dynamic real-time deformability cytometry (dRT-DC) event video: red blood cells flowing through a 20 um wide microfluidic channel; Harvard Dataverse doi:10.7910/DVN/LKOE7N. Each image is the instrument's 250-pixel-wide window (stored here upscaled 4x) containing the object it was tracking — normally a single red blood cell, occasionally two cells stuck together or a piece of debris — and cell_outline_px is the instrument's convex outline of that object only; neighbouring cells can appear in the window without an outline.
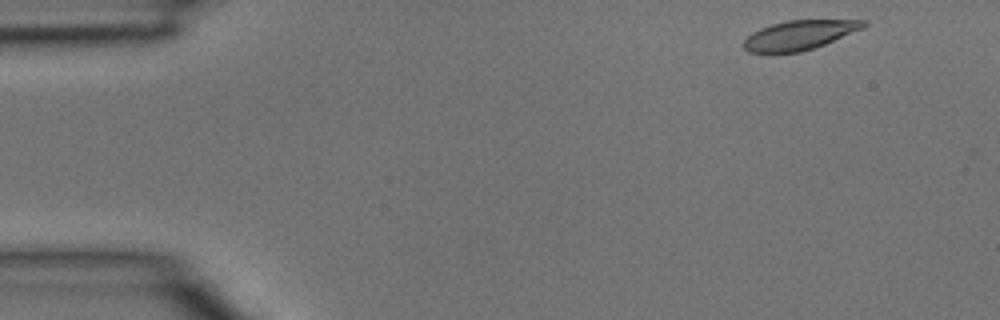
{"species": "common noctule bat (a hibernating species)", "species_latin": "Nyctalus noctula", "temperature_condition": "room temperature", "stored_images_in_passage": 4, "camera_frame_rate_fps": 3000, "um_per_image_px": 0.085, "animal": {"sex": "male", "body_mass_g": 15.6}, "frame": {"image": 1, "passage_image": 1, "time_ms": 0.0, "image_size_px": [1000, 320], "cell_outline_px": [[868, 24], [860, 28], [824, 44], [800, 52], [748, 52], [744, 48], [744, 40], [752, 32], [760, 28], [772, 24], [788, 20], [868, 20]], "centroid_in_image_um": [67.91, 2.97], "position_along_channel_um": 17.1, "area_um2": 20.0}}